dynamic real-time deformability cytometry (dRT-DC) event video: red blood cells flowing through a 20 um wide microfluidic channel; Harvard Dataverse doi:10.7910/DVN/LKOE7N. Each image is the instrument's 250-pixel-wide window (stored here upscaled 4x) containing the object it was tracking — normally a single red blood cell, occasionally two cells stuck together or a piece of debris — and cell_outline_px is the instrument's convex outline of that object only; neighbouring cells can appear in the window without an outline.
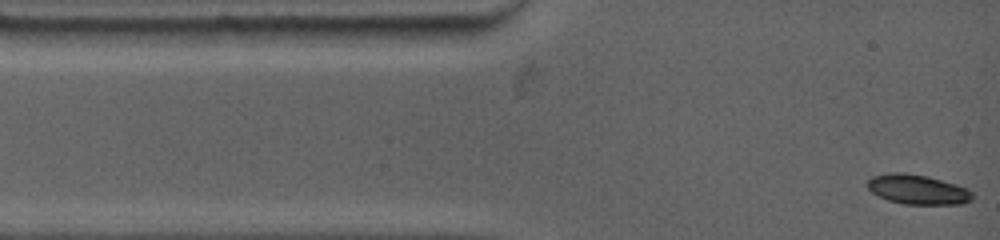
{"species": "common noctule bat (a hibernating species)", "species_latin": "Nyctalus noctula", "temperature_condition": "warm", "stored_images_in_passage": 45, "camera_frame_rate_fps": 4500, "um_per_image_px": 0.085, "animal": {"sex": "female", "body_mass_g": 19.0, "forearm_length_mm": 53.3}, "frame": {"image": 1, "passage_image": 1, "time_ms": 0.0, "image_size_px": [1000, 240], "cell_outline_px": [[972, 200], [960, 204], [904, 204], [888, 200], [872, 192], [868, 188], [868, 180], [872, 176], [892, 172], [896, 172], [924, 176], [940, 180], [964, 188], [972, 192]], "centroid_in_image_um": [77.96, 16.12], "position_along_channel_um": 7.0, "area_um2": 17.63}}
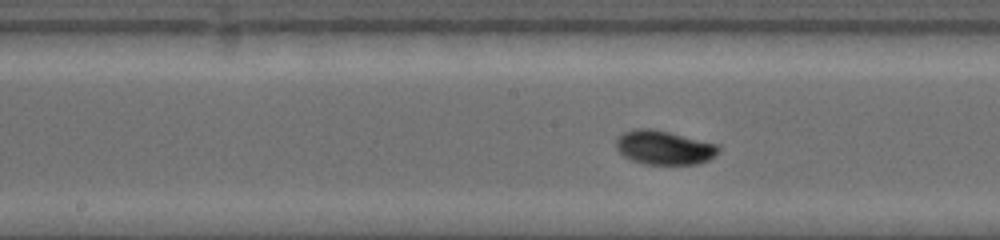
{"frame": {"image": 2, "passage_image": 18, "time_ms": 6.0, "image_size_px": [1000, 240], "cell_outline_px": [[720, 152], [716, 156], [708, 160], [696, 164], [644, 164], [632, 160], [624, 156], [616, 148], [616, 140], [624, 132], [636, 128], [652, 128], [716, 144], [720, 148]], "centroid_in_image_um": [56.45, 12.55], "position_along_channel_um": 191.7, "area_um2": 20.17}}
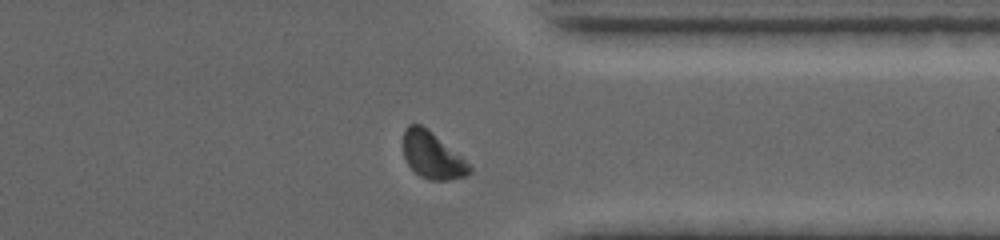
{"frame": {"image": 3, "passage_image": 36, "time_ms": 10.889, "image_size_px": [1000, 240], "cell_outline_px": [[472, 172], [464, 176], [448, 180], [428, 180], [420, 176], [408, 164], [404, 156], [404, 128], [408, 124], [420, 124], [460, 156], [472, 168]], "centroid_in_image_um": [36.72, 13.23], "position_along_channel_um": 374.7, "area_um2": 17.4}, "authors_computed_cell_mechanics": {"area_um2": 18.6116, "velocity_mm_per_s": 3.8241, "shape_relaxation_time_tau1_ms": 3.0617, "shape_relaxation_time_tau2_ms": null, "deformation_change_tau1": 0.1366, "deformation_change_tau2": null}}